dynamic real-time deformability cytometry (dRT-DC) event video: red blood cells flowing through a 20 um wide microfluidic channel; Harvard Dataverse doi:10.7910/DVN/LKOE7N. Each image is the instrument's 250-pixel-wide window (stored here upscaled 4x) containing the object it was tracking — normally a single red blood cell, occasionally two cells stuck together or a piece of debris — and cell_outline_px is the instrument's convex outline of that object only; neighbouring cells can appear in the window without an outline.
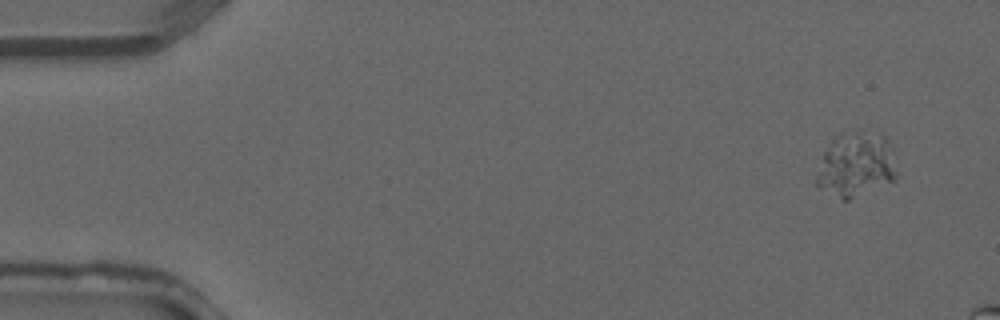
{"species": "common noctule bat (a hibernating species)", "species_latin": "Nyctalus noctula", "temperature_condition": "warm", "stored_images_in_passage": 3, "segment_of_instrument_passage": [2, 2], "camera_frame_rate_fps": 3000, "um_per_image_px": 0.085, "animal": {"sex": "male", "forearm_length_mm": 52.5}, "frame": {"image": 1, "passage_image": 3, "time_ms": 0.667, "image_size_px": [1000, 320], "cell_outline_px": [[896, 172], [892, 180], [848, 200], [844, 200], [820, 188], [816, 184], [816, 180], [824, 152], [832, 140], [840, 132], [856, 128], [884, 140], [892, 148]], "centroid_in_image_um": [72.71, 13.98], "position_along_channel_um": 12.3, "area_um2": 29.3}}